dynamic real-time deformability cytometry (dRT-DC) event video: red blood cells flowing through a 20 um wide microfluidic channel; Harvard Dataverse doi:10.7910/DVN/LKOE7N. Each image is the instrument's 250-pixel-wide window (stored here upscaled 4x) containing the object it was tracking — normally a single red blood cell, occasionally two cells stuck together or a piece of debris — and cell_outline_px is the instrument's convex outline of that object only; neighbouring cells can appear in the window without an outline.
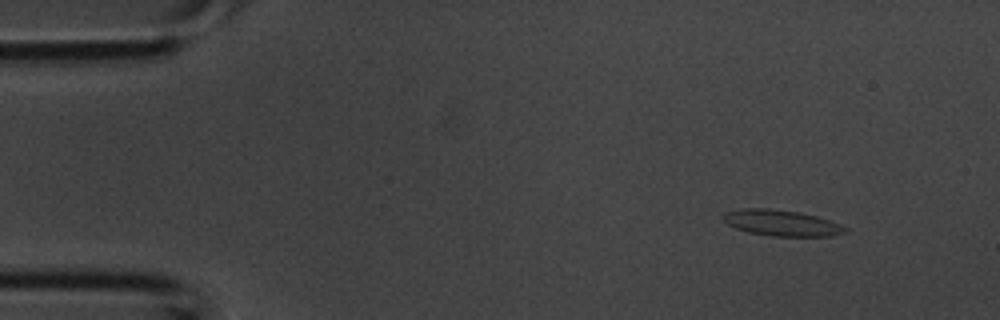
{"species": "common noctule bat (a hibernating species)", "species_latin": "Nyctalus noctula", "temperature_condition": "room temperature", "stored_images_in_passage": 4, "segment_of_instrument_passage": [1, 2], "camera_frame_rate_fps": 3000, "um_per_image_px": 0.085, "animal": {"sex": "male", "body_mass_g": 20.1, "forearm_length_mm": 53.5}, "frame": {"image": 1, "passage_image": 1, "time_ms": 0.0, "image_size_px": [1000, 320], "cell_outline_px": [[848, 232], [832, 236], [772, 236], [748, 232], [736, 228], [728, 224], [724, 220], [724, 212], [740, 208], [768, 208], [800, 212], [816, 216], [840, 224], [848, 228]], "centroid_in_image_um": [66.45, 18.95], "position_along_channel_um": 18.6, "area_um2": 18.5}}